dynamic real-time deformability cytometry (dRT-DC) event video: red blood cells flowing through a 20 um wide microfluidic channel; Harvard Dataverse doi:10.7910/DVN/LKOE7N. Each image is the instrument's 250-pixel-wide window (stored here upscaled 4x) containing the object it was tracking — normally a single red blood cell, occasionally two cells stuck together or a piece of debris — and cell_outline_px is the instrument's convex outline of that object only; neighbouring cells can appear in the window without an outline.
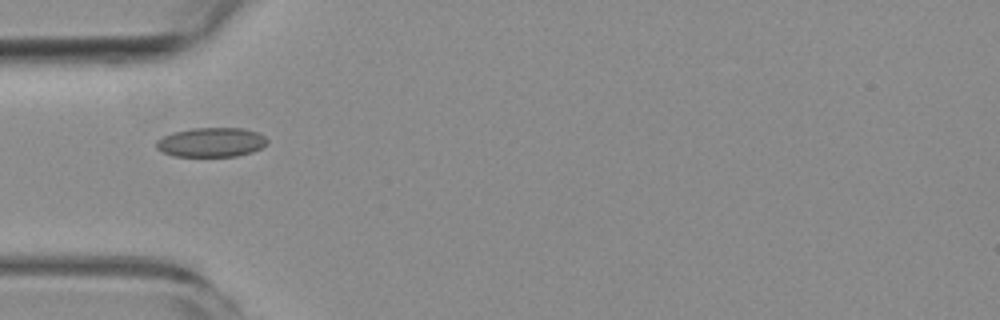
{"species": "common noctule bat (a hibernating species)", "species_latin": "Nyctalus noctula", "temperature_condition": "room temperature", "stored_images_in_passage": 3, "camera_frame_rate_fps": 3000, "um_per_image_px": 0.085, "animal": {"sex": "female", "body_mass_g": 19.3, "forearm_length_mm": 54.1}, "frame": {"image": 1, "passage_image": 2, "time_ms": 1.0, "image_size_px": [1000, 320], "cell_outline_px": [[268, 144], [252, 152], [236, 156], [176, 156], [164, 152], [156, 148], [156, 140], [172, 132], [192, 128], [244, 128], [256, 132], [264, 136], [268, 140]], "centroid_in_image_um": [17.97, 12.08], "position_along_channel_um": 67.0, "area_um2": 18.96}}
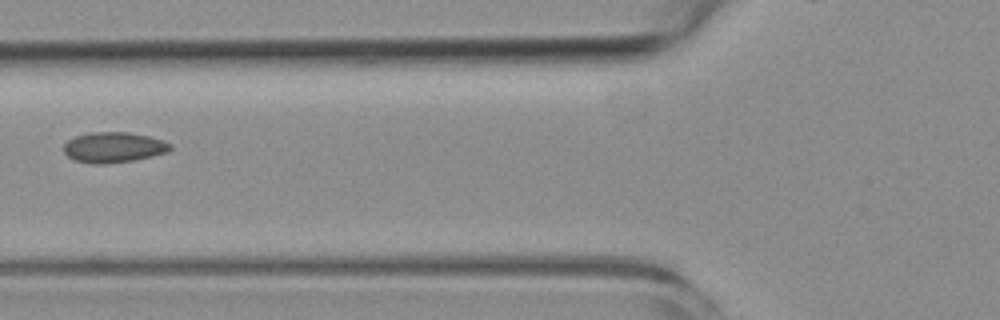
{"frame": {"image": 2, "passage_image": 3, "time_ms": 2.333, "image_size_px": [1000, 320], "cell_outline_px": [[172, 148], [168, 152], [152, 156], [132, 160], [108, 164], [92, 164], [76, 160], [68, 156], [64, 152], [64, 144], [68, 140], [76, 136], [88, 132], [128, 132], [148, 136], [164, 140], [172, 144]], "centroid_in_image_um": [9.67, 12.52], "position_along_channel_um": 116.1, "area_um2": 18.96}}